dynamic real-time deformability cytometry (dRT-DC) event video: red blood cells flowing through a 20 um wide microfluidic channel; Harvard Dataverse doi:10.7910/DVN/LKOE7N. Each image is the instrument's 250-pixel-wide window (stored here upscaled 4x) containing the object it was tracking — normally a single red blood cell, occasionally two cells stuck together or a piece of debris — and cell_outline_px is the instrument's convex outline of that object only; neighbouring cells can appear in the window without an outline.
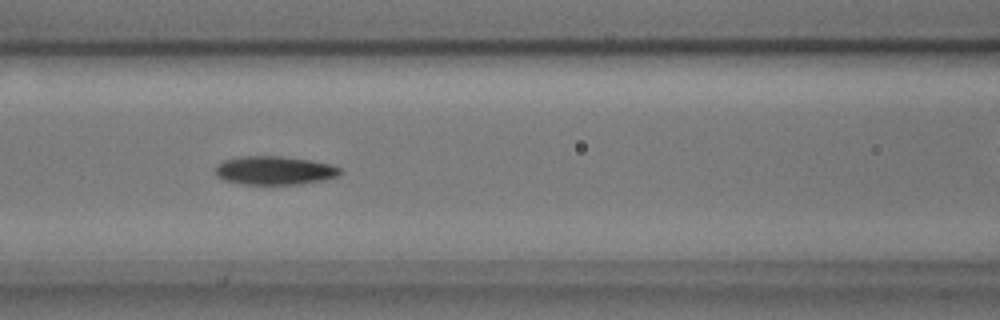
{"species": "common noctule bat (a hibernating species)", "species_latin": "Nyctalus noctula", "temperature_condition": "cold", "stored_images_in_passage": 7, "camera_frame_rate_fps": 3000, "um_per_image_px": 0.085, "animal": {"sex": "male", "body_mass_g": 17.9, "forearm_length_mm": 54.2}, "frame": {"image": 1, "passage_image": 4, "time_ms": 1.0, "image_size_px": [1000, 320], "cell_outline_px": [[340, 176], [300, 184], [244, 184], [224, 180], [216, 176], [216, 164], [224, 160], [244, 156], [280, 156], [308, 160], [328, 164], [340, 168]], "centroid_in_image_um": [23.29, 14.49], "position_along_channel_um": 143.3, "area_um2": 20.52}}
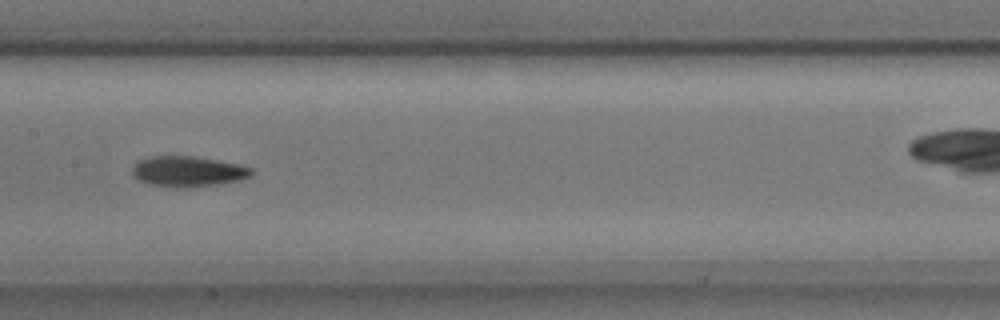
{"frame": {"image": 2, "passage_image": 5, "time_ms": 1.333, "image_size_px": [1000, 320], "cell_outline_px": [[252, 176], [240, 180], [216, 184], [188, 188], [176, 188], [148, 184], [140, 180], [132, 172], [132, 168], [136, 160], [148, 156], [192, 156], [216, 160], [236, 164], [252, 168]], "centroid_in_image_um": [15.93, 14.57], "position_along_channel_um": 191.5, "area_um2": 21.21}}